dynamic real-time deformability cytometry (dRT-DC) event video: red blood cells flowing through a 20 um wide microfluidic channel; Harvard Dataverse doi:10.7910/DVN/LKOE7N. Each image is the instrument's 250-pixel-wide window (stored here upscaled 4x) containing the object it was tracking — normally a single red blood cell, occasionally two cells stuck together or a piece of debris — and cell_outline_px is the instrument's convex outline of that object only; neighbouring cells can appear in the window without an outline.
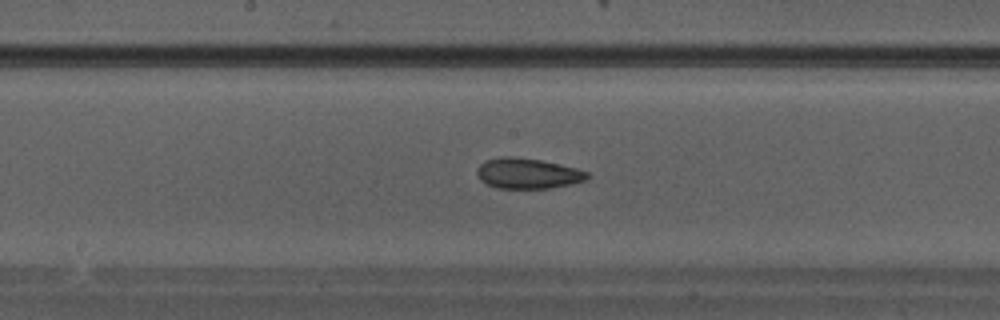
{"species": "Egyptian fruit bat (a non-hibernating species)", "species_latin": "Rousettus aegyptiacus", "temperature_condition": "warm", "stored_images_in_passage": 29, "camera_frame_rate_fps": 3000, "um_per_image_px": 0.085, "animal": {"sex": "male"}, "frame": {"image": 1, "passage_image": 17, "time_ms": 5.333, "image_size_px": [1000, 320], "cell_outline_px": [[592, 176], [588, 180], [572, 184], [548, 188], [496, 188], [480, 180], [476, 172], [476, 168], [484, 160], [500, 156], [512, 156], [540, 160], [576, 168], [588, 172]], "centroid_in_image_um": [44.86, 14.73], "position_along_channel_um": 203.3, "area_um2": 19.77}}